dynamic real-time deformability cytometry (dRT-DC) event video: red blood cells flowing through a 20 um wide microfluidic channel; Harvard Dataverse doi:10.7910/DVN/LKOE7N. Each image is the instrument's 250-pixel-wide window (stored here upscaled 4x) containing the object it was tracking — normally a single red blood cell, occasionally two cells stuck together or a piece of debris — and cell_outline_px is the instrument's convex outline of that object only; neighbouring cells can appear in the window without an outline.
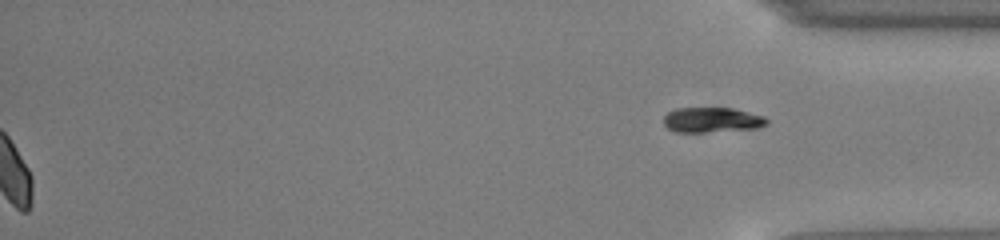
{"species": "common noctule bat (a hibernating species)", "species_latin": "Nyctalus noctula", "temperature_condition": "cold", "stored_images_in_passage": 44, "segment_of_instrument_passage": [2, 2], "camera_frame_rate_fps": 3000, "um_per_image_px": 0.085, "animal": {"sex": "male", "body_mass_g": 13.0, "forearm_length_mm": 53.1}, "frame": {"image": 1, "passage_image": 44, "time_ms": 14.333, "image_size_px": [1000, 240], "cell_outline_px": [[768, 124], [756, 128], [704, 132], [676, 132], [668, 128], [664, 124], [664, 116], [668, 112], [676, 108], [732, 108], [764, 116], [768, 120]], "centroid_in_image_um": [60.51, 10.19], "position_along_channel_um": 374.7, "area_um2": 14.97}}